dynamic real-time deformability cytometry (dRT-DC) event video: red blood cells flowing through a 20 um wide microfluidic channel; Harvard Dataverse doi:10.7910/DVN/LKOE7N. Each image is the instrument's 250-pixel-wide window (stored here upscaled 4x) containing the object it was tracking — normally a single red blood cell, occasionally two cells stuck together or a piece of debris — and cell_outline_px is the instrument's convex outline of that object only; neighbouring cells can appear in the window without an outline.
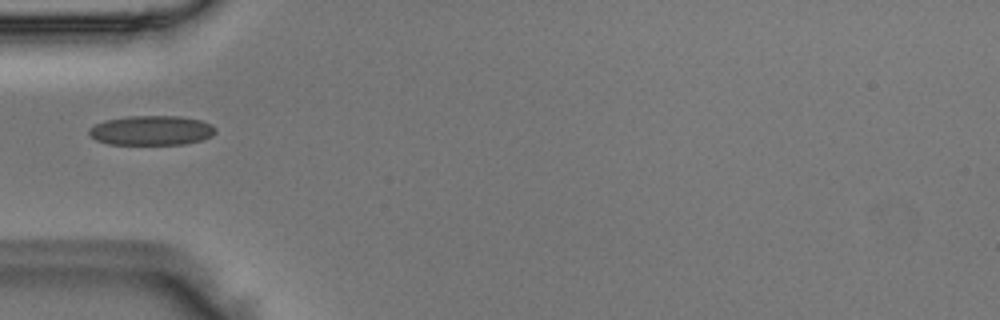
{"species": "Egyptian fruit bat (a non-hibernating species)", "species_latin": "Rousettus aegyptiacus", "temperature_condition": "room temperature", "stored_images_in_passage": 1, "camera_frame_rate_fps": 3000, "um_per_image_px": 0.085, "animal": {"sex": "male"}, "frame": {"image": 1, "passage_image": 1, "time_ms": 0.0, "image_size_px": [1000, 320], "cell_outline_px": [[216, 132], [212, 136], [200, 140], [184, 144], [108, 144], [96, 140], [88, 136], [88, 128], [96, 124], [108, 120], [128, 116], [180, 116], [200, 120], [212, 124], [216, 128]], "centroid_in_image_um": [12.87, 11.09], "position_along_channel_um": 72.1, "area_um2": 21.85}}